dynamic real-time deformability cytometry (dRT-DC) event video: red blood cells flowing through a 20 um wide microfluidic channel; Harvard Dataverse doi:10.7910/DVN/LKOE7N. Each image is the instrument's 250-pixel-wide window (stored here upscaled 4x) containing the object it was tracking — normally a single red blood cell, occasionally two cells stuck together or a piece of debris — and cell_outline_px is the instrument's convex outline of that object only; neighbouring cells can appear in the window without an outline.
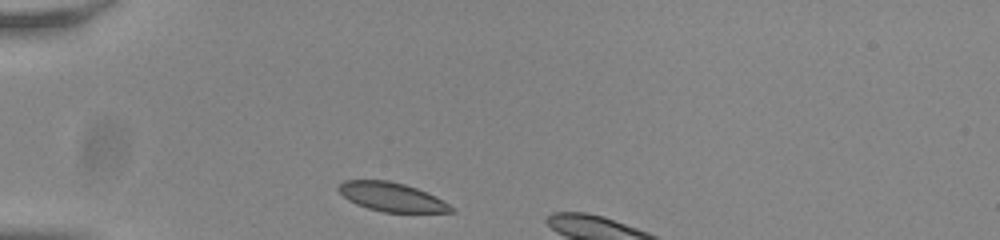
{"species": "common noctule bat (a hibernating species)", "species_latin": "Nyctalus noctula", "temperature_condition": "room temperature", "stored_images_in_passage": 6, "camera_frame_rate_fps": 3000, "um_per_image_px": 0.085, "animal": {"sex": "male", "body_mass_g": 20.0, "forearm_length_mm": 53.3}, "frame": {"image": 1, "passage_image": 1, "time_ms": 0.0, "image_size_px": [1000, 240], "cell_outline_px": [[456, 212], [384, 212], [368, 208], [356, 204], [348, 200], [336, 188], [344, 180], [388, 180], [404, 184], [416, 188], [436, 196], [456, 208]], "centroid_in_image_um": [33.32, 16.74], "position_along_channel_um": 51.7, "area_um2": 18.96}}